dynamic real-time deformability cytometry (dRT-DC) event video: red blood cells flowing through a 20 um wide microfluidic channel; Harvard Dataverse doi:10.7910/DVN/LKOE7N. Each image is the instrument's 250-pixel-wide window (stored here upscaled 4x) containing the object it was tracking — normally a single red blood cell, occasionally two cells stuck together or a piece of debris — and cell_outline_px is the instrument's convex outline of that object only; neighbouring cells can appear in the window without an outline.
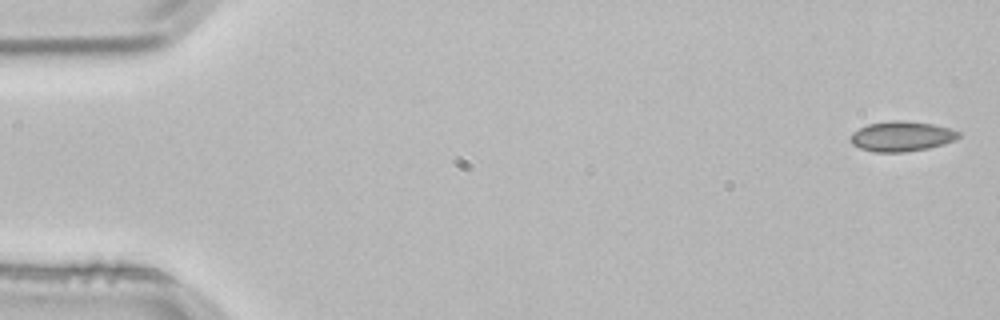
{"species": "common noctule bat (a hibernating species)", "species_latin": "Nyctalus noctula", "temperature_condition": "room temperature", "stored_images_in_passage": 5, "camera_frame_rate_fps": 3000, "um_per_image_px": 0.085, "animal": {"sex": "male", "body_mass_g": 21.5, "forearm_length_mm": 52.0}, "frame": {"image": 1, "passage_image": 1, "time_ms": 0.0, "image_size_px": [1000, 320], "cell_outline_px": [[960, 136], [956, 140], [944, 144], [928, 148], [904, 152], [872, 152], [860, 148], [852, 144], [848, 140], [852, 132], [868, 124], [892, 120], [904, 120], [932, 124], [948, 128], [960, 132]], "centroid_in_image_um": [76.61, 11.59], "position_along_channel_um": 8.4, "area_um2": 19.07}}
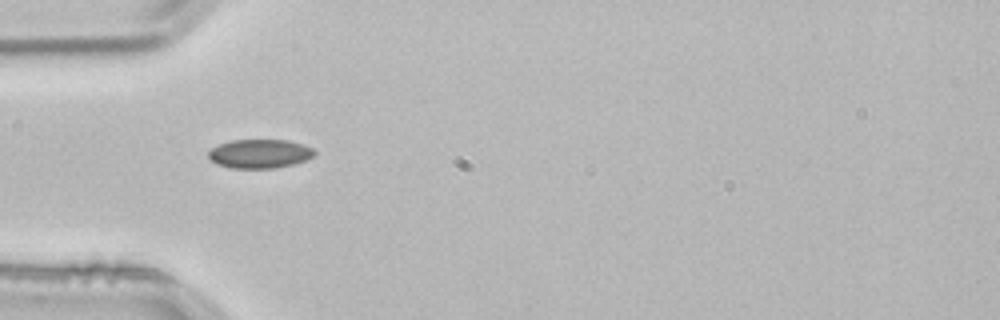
{"frame": {"image": 2, "passage_image": 4, "time_ms": 1.0, "image_size_px": [1000, 320], "cell_outline_px": [[316, 152], [312, 156], [304, 160], [292, 164], [276, 168], [232, 168], [216, 164], [208, 156], [208, 152], [212, 148], [220, 144], [232, 140], [288, 140], [304, 144], [312, 148]], "centroid_in_image_um": [22.07, 13.06], "position_along_channel_um": 62.9, "area_um2": 17.74}}